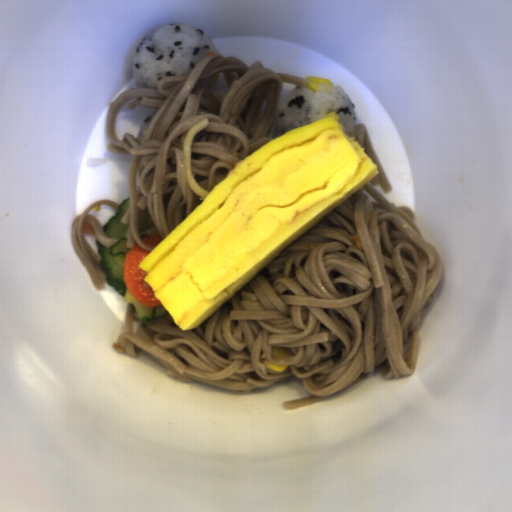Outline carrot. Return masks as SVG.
<instances>
[{"label":"carrot","instance_id":"b8716197","mask_svg":"<svg viewBox=\"0 0 512 512\" xmlns=\"http://www.w3.org/2000/svg\"><path fill=\"white\" fill-rule=\"evenodd\" d=\"M150 253L137 243L134 244L124 257L122 275L125 286L134 298L146 307L155 309L164 305L155 298L153 287L144 281L148 276L147 271L139 267L141 261Z\"/></svg>","mask_w":512,"mask_h":512},{"label":"carrot","instance_id":"cead05ca","mask_svg":"<svg viewBox=\"0 0 512 512\" xmlns=\"http://www.w3.org/2000/svg\"><path fill=\"white\" fill-rule=\"evenodd\" d=\"M163 240L162 236L157 234H151L149 236H146L142 240V244L146 247H153L155 248L161 241Z\"/></svg>","mask_w":512,"mask_h":512}]
</instances>
